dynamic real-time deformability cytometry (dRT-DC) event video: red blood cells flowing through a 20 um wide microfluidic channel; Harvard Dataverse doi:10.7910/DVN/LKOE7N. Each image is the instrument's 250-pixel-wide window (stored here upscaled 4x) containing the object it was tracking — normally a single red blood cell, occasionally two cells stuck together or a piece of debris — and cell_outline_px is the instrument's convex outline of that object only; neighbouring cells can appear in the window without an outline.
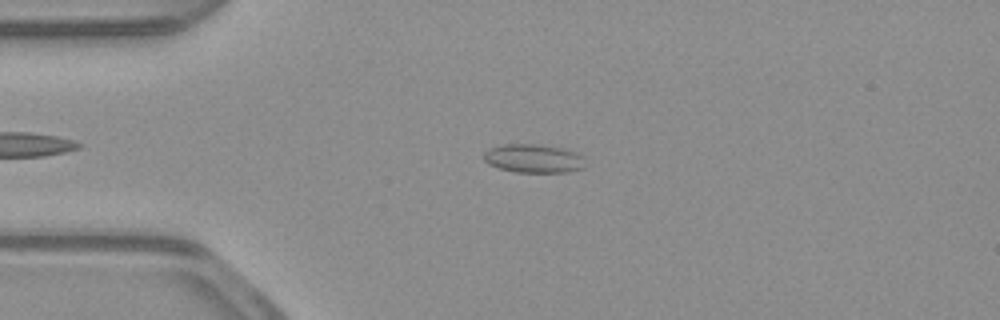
{"species": "common noctule bat (a hibernating species)", "species_latin": "Nyctalus noctula", "temperature_condition": "warm", "stored_images_in_passage": 52, "camera_frame_rate_fps": 3000, "um_per_image_px": 0.085, "animal": {"sex": "male", "body_mass_g": 23.1, "forearm_length_mm": 52.7}, "frame": {"image": 1, "passage_image": 12, "time_ms": 3.667, "image_size_px": [1000, 320], "cell_outline_px": [[584, 168], [564, 172], [516, 172], [500, 168], [488, 164], [484, 160], [484, 152], [492, 148], [504, 144], [536, 144], [564, 148], [580, 156]], "centroid_in_image_um": [45.3, 13.47], "position_along_channel_um": 39.7, "area_um2": 16.53}}
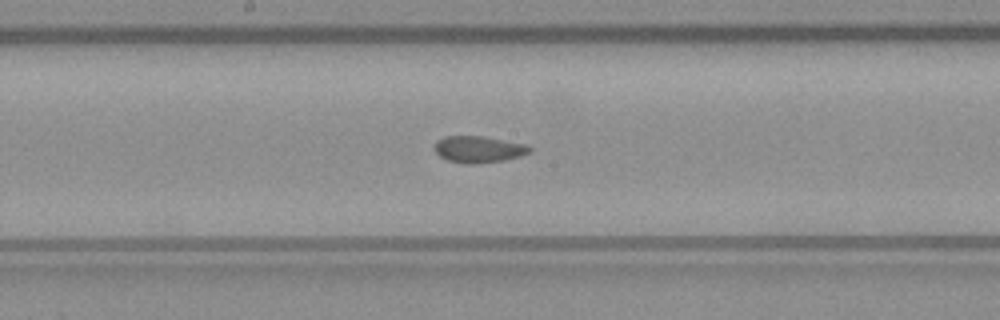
{"frame": {"image": 2, "passage_image": 27, "time_ms": 8.667, "image_size_px": [1000, 320], "cell_outline_px": [[532, 152], [500, 160], [472, 164], [448, 160], [440, 156], [436, 152], [436, 140], [444, 136], [480, 136], [528, 144], [532, 148]], "centroid_in_image_um": [40.69, 12.67], "position_along_channel_um": 207.5, "area_um2": 14.39}}
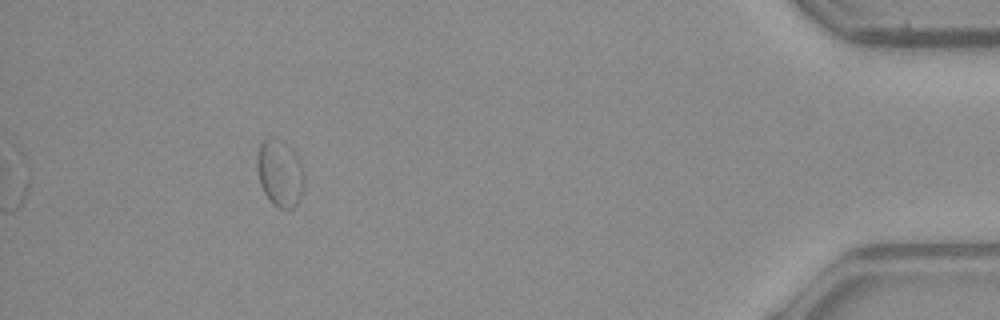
{"frame": {"image": 3, "passage_image": 48, "time_ms": 15.667, "image_size_px": [1000, 320], "cell_outline_px": [[304, 184], [300, 196], [296, 204], [292, 208], [276, 208], [268, 200], [260, 184], [256, 168], [256, 152], [260, 144], [268, 136], [300, 168], [304, 176]], "centroid_in_image_um": [23.68, 14.9], "position_along_channel_um": 411.5, "area_um2": 16.76}}